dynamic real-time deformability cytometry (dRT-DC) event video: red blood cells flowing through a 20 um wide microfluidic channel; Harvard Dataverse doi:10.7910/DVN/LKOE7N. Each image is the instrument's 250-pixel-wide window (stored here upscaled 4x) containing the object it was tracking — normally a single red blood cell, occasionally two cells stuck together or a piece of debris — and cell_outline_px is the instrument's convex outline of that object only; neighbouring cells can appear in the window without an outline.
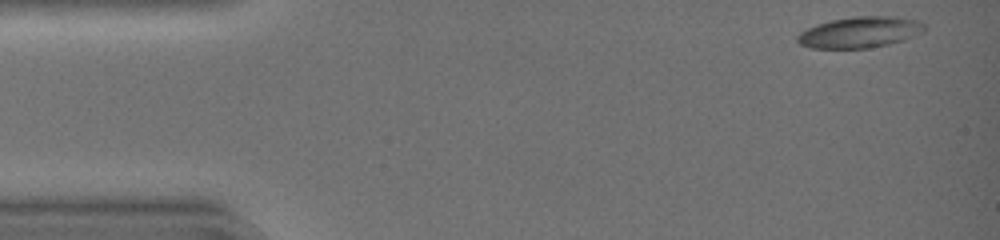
{"species": "common noctule bat (a hibernating species)", "species_latin": "Nyctalus noctula", "temperature_condition": "warm", "stored_images_in_passage": 40, "camera_frame_rate_fps": 3000, "um_per_image_px": 0.085, "animal": {"sex": "female", "body_mass_g": 19.0, "forearm_length_mm": 51.5}, "frame": {"image": 1, "passage_image": 1, "time_ms": 0.0, "image_size_px": [1000, 240], "cell_outline_px": [[924, 32], [904, 40], [888, 44], [868, 48], [812, 48], [800, 44], [796, 40], [796, 36], [800, 32], [816, 24], [832, 20], [852, 16], [896, 16], [920, 20], [924, 24]], "centroid_in_image_um": [73.11, 2.73], "position_along_channel_um": 11.9, "area_um2": 23.12}}
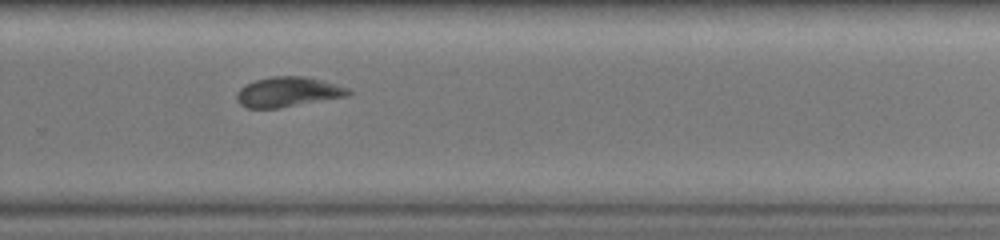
{"frame": {"image": 2, "passage_image": 29, "time_ms": 9.333, "image_size_px": [1000, 240], "cell_outline_px": [[352, 92], [348, 96], [280, 108], [248, 108], [240, 104], [236, 100], [236, 92], [244, 84], [256, 80], [272, 76], [308, 76], [348, 88]], "centroid_in_image_um": [24.45, 7.81], "position_along_channel_um": 305.3, "area_um2": 19.59}}
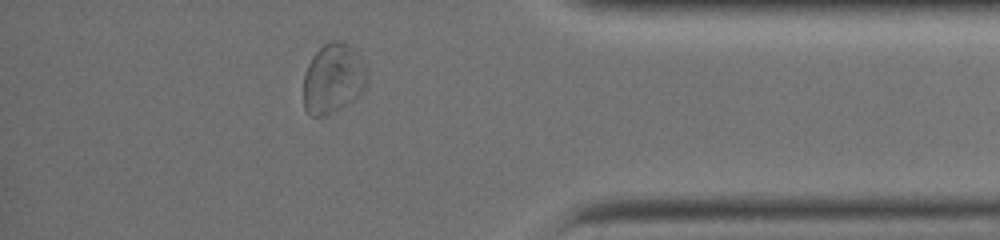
{"frame": {"image": 3, "passage_image": 37, "time_ms": 12.0, "image_size_px": [1000, 240], "cell_outline_px": [[368, 84], [356, 96], [328, 116], [312, 116], [304, 108], [304, 76], [308, 64], [312, 56], [324, 44], [332, 40], [336, 40], [348, 44], [356, 48], [364, 64], [368, 76]], "centroid_in_image_um": [28.33, 6.65], "position_along_channel_um": 406.9, "area_um2": 25.89}, "authors_computed_cell_mechanics": {"area_um2": 20.5768, "velocity_mm_per_s": 4.3233, "shape_relaxation_time_tau1_ms": 3.9407, "shape_relaxation_time_tau2_ms": 2.1409, "deformation_change_tau1": 0.1639, "deformation_change_tau2": 0.0677}}